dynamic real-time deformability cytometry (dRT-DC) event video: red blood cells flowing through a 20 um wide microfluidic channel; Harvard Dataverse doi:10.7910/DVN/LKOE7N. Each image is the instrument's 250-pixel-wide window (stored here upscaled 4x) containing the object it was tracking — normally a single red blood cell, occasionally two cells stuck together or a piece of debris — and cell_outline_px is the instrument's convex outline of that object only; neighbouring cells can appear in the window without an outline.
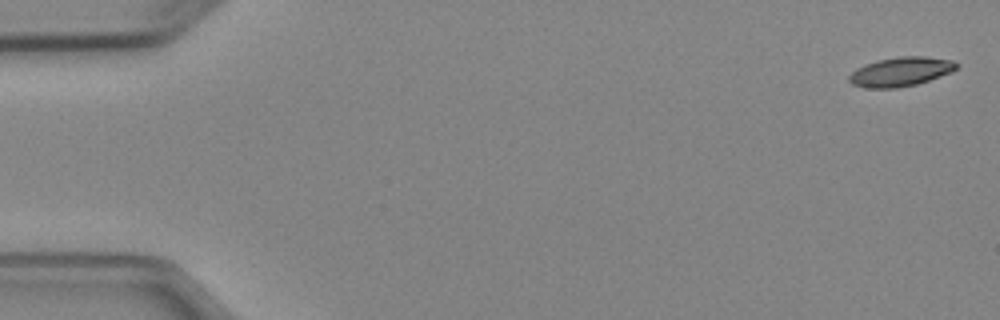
{"species": "Egyptian fruit bat (a non-hibernating species)", "species_latin": "Rousettus aegyptiacus", "temperature_condition": "cold", "stored_images_in_passage": 6, "camera_frame_rate_fps": 3000, "um_per_image_px": 0.085, "animal": {"sex": "female"}, "frame": {"image": 1, "passage_image": 1, "time_ms": 0.0, "image_size_px": [1000, 320], "cell_outline_px": [[960, 64], [952, 72], [916, 84], [896, 88], [868, 88], [852, 84], [848, 80], [848, 76], [856, 68], [864, 64], [876, 60], [900, 56], [924, 56], [952, 60]], "centroid_in_image_um": [76.54, 6.08], "position_along_channel_um": 8.5, "area_um2": 18.32}}
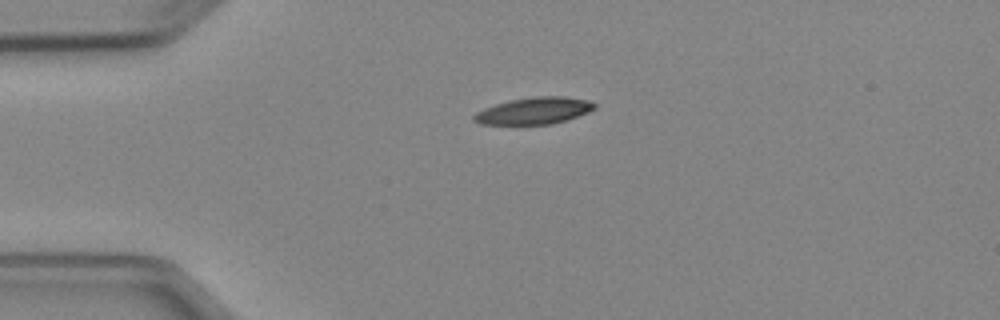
{"frame": {"image": 2, "passage_image": 4, "time_ms": 3.667, "image_size_px": [1000, 320], "cell_outline_px": [[596, 108], [588, 112], [552, 124], [480, 124], [472, 120], [472, 116], [476, 112], [484, 108], [508, 100], [536, 96], [564, 96], [588, 100], [596, 104]], "centroid_in_image_um": [45.37, 9.41], "position_along_channel_um": 39.6, "area_um2": 18.79}}
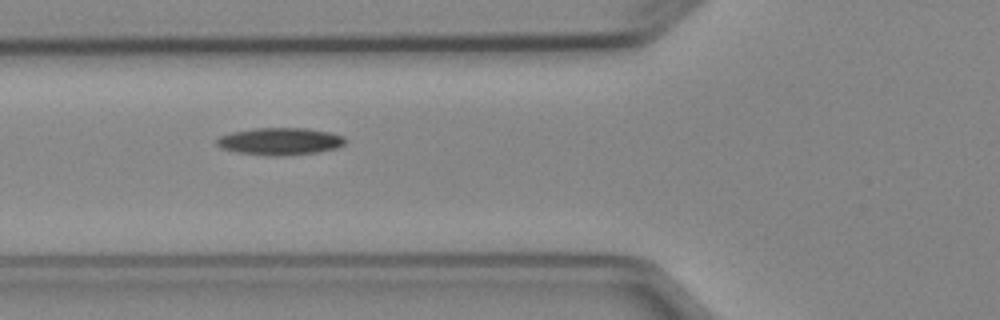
{"frame": {"image": 3, "passage_image": 6, "time_ms": 6.0, "image_size_px": [1000, 320], "cell_outline_px": [[344, 144], [336, 148], [320, 152], [284, 156], [264, 156], [236, 152], [220, 148], [216, 144], [216, 140], [220, 136], [232, 132], [252, 128], [304, 128], [328, 132], [344, 136]], "centroid_in_image_um": [23.76, 12.03], "position_along_channel_um": 102.0, "area_um2": 20.58}}